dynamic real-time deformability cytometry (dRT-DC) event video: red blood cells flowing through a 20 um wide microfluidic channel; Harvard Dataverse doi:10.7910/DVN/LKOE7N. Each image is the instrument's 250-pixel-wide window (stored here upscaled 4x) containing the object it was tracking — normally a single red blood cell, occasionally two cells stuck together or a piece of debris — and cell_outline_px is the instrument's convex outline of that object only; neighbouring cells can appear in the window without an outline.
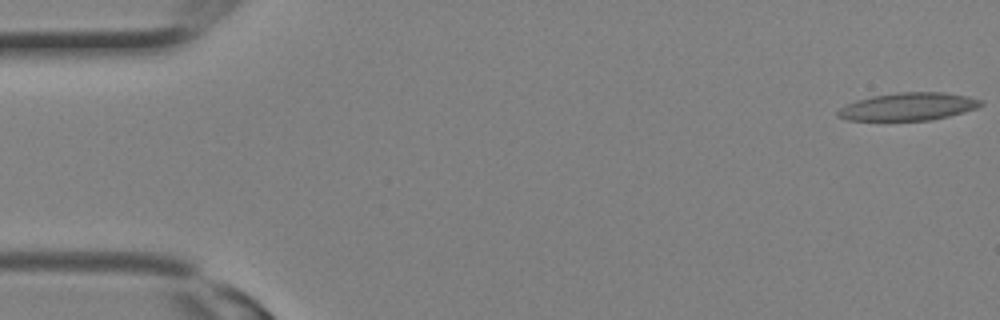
{"species": "Egyptian fruit bat (a non-hibernating species)", "species_latin": "Rousettus aegyptiacus", "temperature_condition": "room temperature", "stored_images_in_passage": 3, "camera_frame_rate_fps": 3000, "um_per_image_px": 0.085, "animal": {"sex": "female"}, "frame": {"image": 1, "passage_image": 1, "time_ms": 0.0, "image_size_px": [1000, 320], "cell_outline_px": [[984, 104], [976, 108], [964, 112], [932, 120], [848, 120], [836, 116], [836, 112], [840, 108], [856, 100], [872, 96], [896, 92], [944, 92], [968, 96], [984, 100]], "centroid_in_image_um": [77.23, 9.05], "position_along_channel_um": 7.8, "area_um2": 23.18}}
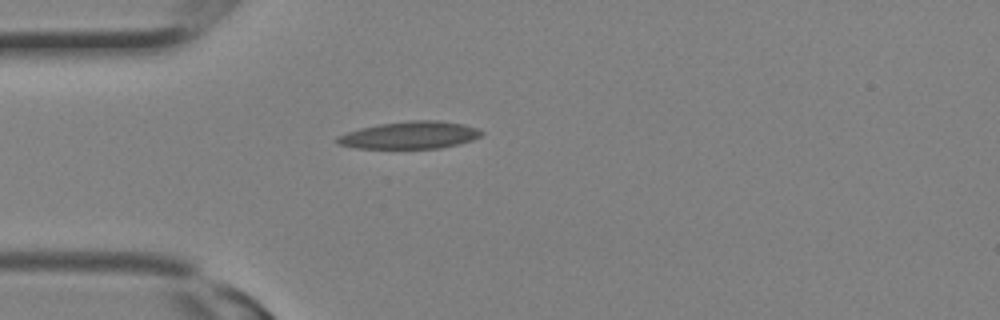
{"frame": {"image": 2, "passage_image": 3, "time_ms": 0.667, "image_size_px": [1000, 320], "cell_outline_px": [[484, 132], [480, 136], [472, 140], [460, 144], [440, 148], [356, 148], [336, 144], [336, 136], [360, 128], [380, 124], [408, 120], [440, 120], [464, 124], [480, 128]], "centroid_in_image_um": [34.87, 11.48], "position_along_channel_um": 50.1, "area_um2": 23.18}}